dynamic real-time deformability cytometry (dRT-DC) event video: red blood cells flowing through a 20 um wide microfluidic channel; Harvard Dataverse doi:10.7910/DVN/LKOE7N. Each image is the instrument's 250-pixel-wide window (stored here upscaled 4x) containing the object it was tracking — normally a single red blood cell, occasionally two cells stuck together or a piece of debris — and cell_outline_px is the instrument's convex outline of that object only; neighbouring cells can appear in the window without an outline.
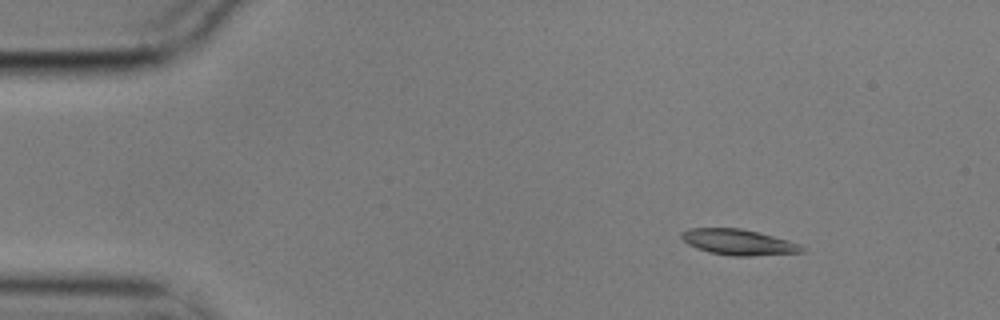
{"species": "common noctule bat (a hibernating species)", "species_latin": "Nyctalus noctula", "temperature_condition": "cold", "stored_images_in_passage": 9, "camera_frame_rate_fps": 3000, "um_per_image_px": 0.085, "animal": {"sex": "male", "body_mass_g": 17.9}, "frame": {"image": 1, "passage_image": 1, "time_ms": 0.0, "image_size_px": [1000, 320], "cell_outline_px": [[808, 248], [804, 252], [748, 256], [732, 256], [708, 252], [696, 248], [688, 244], [680, 236], [680, 232], [688, 228], [740, 228], [760, 232], [788, 240], [800, 244]], "centroid_in_image_um": [62.78, 20.58], "position_along_channel_um": 22.2, "area_um2": 18.26}}
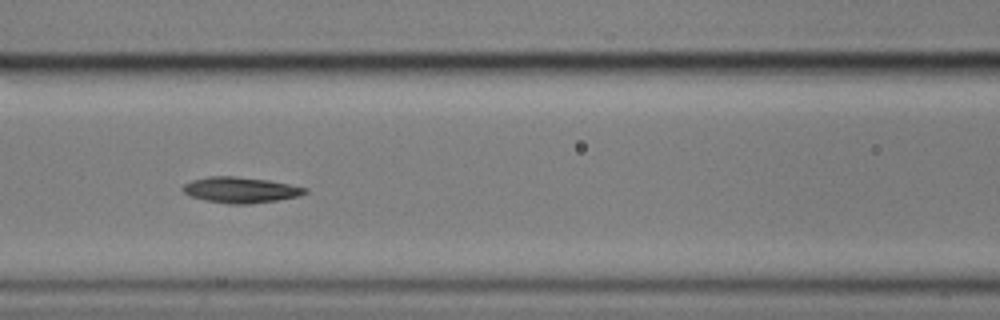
{"frame": {"image": 2, "passage_image": 6, "time_ms": 1.667, "image_size_px": [1000, 320], "cell_outline_px": [[308, 192], [300, 196], [276, 200], [248, 204], [228, 204], [204, 200], [188, 196], [180, 188], [184, 184], [192, 180], [208, 176], [236, 176], [268, 180], [308, 188]], "centroid_in_image_um": [20.41, 16.14], "position_along_channel_um": 146.2, "area_um2": 18.5}}
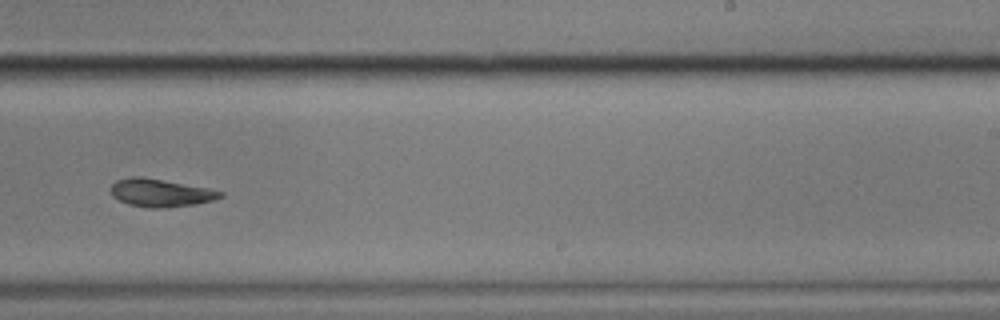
{"frame": {"image": 3, "passage_image": 9, "time_ms": 2.667, "image_size_px": [1000, 320], "cell_outline_px": [[224, 196], [212, 200], [196, 204], [168, 208], [152, 208], [128, 204], [112, 196], [112, 184], [116, 180], [132, 176], [140, 176], [208, 188], [224, 192]], "centroid_in_image_um": [13.66, 16.39], "position_along_channel_um": 275.3, "area_um2": 17.69}}